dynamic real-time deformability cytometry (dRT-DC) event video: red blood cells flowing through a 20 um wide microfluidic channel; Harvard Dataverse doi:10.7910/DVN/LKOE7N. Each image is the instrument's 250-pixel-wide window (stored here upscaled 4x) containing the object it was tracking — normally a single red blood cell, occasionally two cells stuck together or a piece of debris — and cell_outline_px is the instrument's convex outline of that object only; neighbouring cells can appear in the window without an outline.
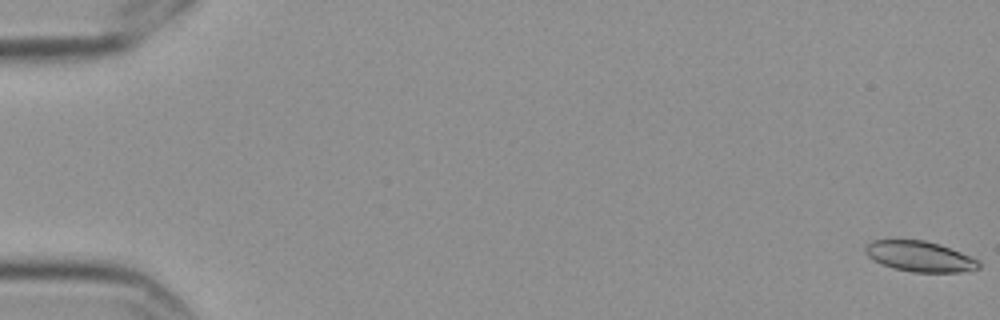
{"species": "Egyptian fruit bat (a non-hibernating species)", "species_latin": "Rousettus aegyptiacus", "temperature_condition": "cold", "stored_images_in_passage": 5, "camera_frame_rate_fps": 3000, "um_per_image_px": 0.085, "frame": {"image": 1, "passage_image": 1, "time_ms": 0.0, "image_size_px": [1000, 320], "cell_outline_px": [[980, 268], [960, 272], [912, 272], [896, 268], [872, 260], [864, 252], [864, 248], [872, 240], [924, 240], [940, 244], [972, 256], [980, 260]], "centroid_in_image_um": [78.21, 21.79], "position_along_channel_um": 6.8, "area_um2": 20.17}}
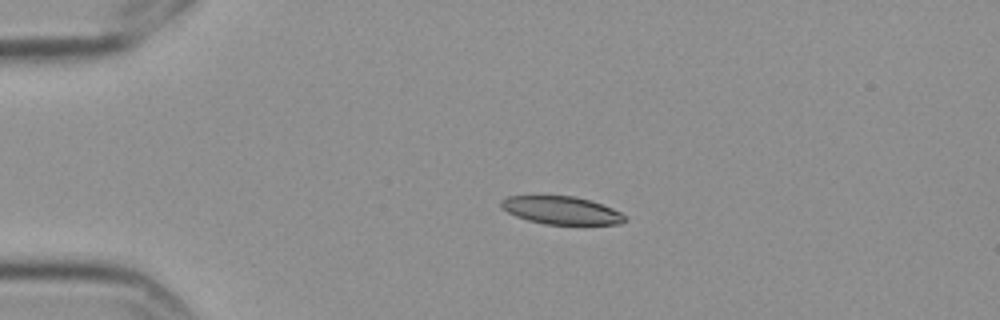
{"frame": {"image": 2, "passage_image": 4, "time_ms": 1.0, "image_size_px": [1000, 320], "cell_outline_px": [[628, 220], [620, 224], [544, 224], [528, 220], [516, 216], [508, 212], [500, 204], [500, 200], [508, 196], [576, 196], [592, 200], [612, 208], [620, 212]], "centroid_in_image_um": [47.74, 17.87], "position_along_channel_um": 37.3, "area_um2": 20.06}}